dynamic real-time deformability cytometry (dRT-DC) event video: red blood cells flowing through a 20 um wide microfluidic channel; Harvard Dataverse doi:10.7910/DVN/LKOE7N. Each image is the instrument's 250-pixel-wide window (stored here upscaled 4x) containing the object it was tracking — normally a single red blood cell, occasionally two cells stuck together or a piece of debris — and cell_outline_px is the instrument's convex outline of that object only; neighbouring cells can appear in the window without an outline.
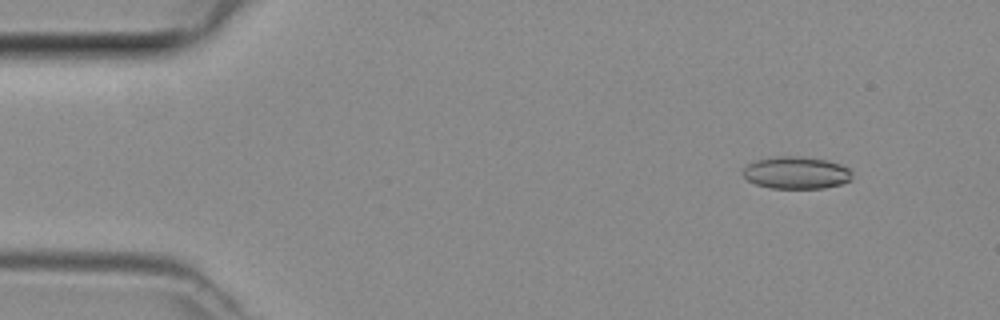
{"species": "common noctule bat (a hibernating species)", "species_latin": "Nyctalus noctula", "temperature_condition": "room temperature", "stored_images_in_passage": 38, "camera_frame_rate_fps": 3000, "um_per_image_px": 0.085, "animal": {"sex": "female", "body_mass_g": 29.2, "forearm_length_mm": 56.3}, "frame": {"image": 1, "passage_image": 3, "time_ms": 0.667, "image_size_px": [1000, 320], "cell_outline_px": [[852, 176], [848, 180], [840, 184], [824, 188], [772, 188], [756, 184], [748, 180], [740, 172], [748, 164], [756, 160], [776, 156], [792, 156], [824, 160], [840, 164], [848, 168], [852, 172]], "centroid_in_image_um": [67.65, 14.68], "position_along_channel_um": 17.4, "area_um2": 20.29}}
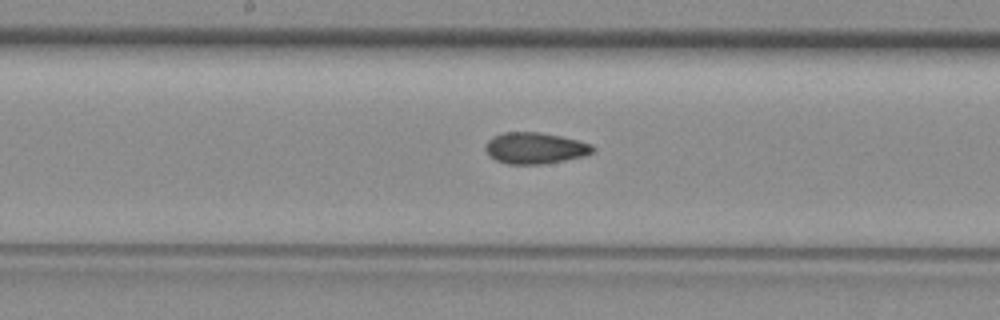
{"frame": {"image": 2, "passage_image": 22, "time_ms": 7.0, "image_size_px": [1000, 320], "cell_outline_px": [[596, 148], [592, 152], [584, 156], [544, 164], [508, 164], [496, 160], [484, 148], [488, 140], [504, 132], [540, 132], [560, 136], [592, 144]], "centroid_in_image_um": [45.5, 12.59], "position_along_channel_um": 202.7, "area_um2": 19.36}}
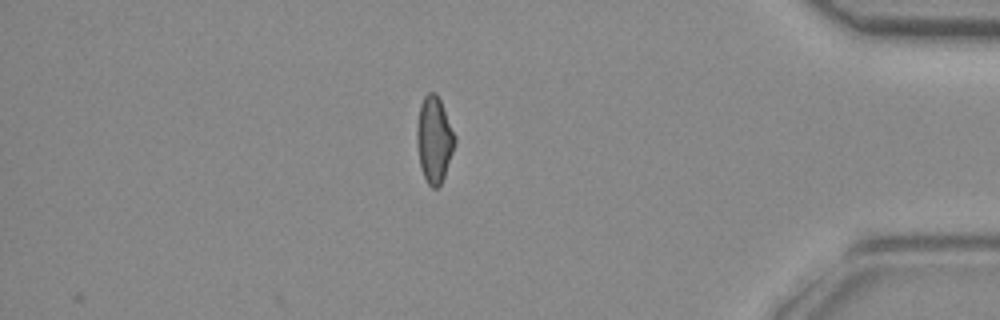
{"frame": {"image": 3, "passage_image": 38, "time_ms": 12.333, "image_size_px": [1000, 320], "cell_outline_px": [[456, 140], [444, 176], [440, 184], [436, 188], [432, 188], [428, 184], [420, 168], [416, 144], [416, 128], [420, 104], [424, 96], [428, 92], [436, 92], [440, 100], [456, 136]], "centroid_in_image_um": [36.88, 11.84], "position_along_channel_um": 398.3, "area_um2": 19.07}}